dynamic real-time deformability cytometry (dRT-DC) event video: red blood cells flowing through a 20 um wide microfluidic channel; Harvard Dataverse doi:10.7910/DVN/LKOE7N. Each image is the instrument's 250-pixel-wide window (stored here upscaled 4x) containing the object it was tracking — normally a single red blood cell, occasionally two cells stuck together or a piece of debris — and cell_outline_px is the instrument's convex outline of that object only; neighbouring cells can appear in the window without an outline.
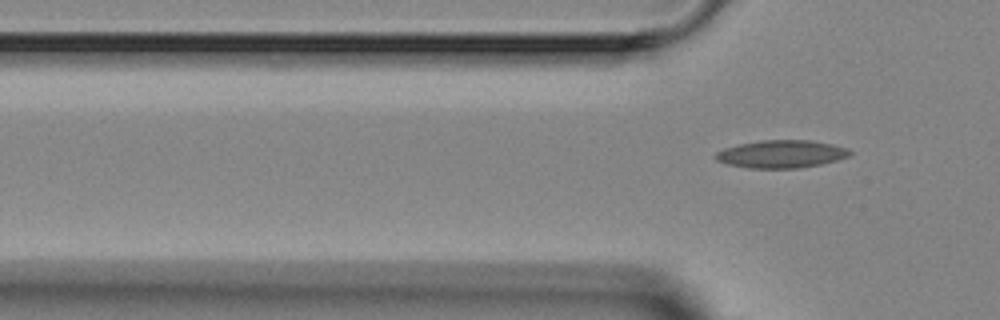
{"species": "Egyptian fruit bat (a non-hibernating species)", "species_latin": "Rousettus aegyptiacus", "temperature_condition": "room temperature", "stored_images_in_passage": 3, "segment_of_instrument_passage": [2, 2], "camera_frame_rate_fps": 3000, "um_per_image_px": 0.085, "animal": {"sex": "female"}, "frame": {"image": 1, "passage_image": 3, "time_ms": 3.333, "image_size_px": [1000, 320], "cell_outline_px": [[852, 152], [848, 156], [836, 160], [820, 164], [800, 168], [748, 168], [728, 164], [716, 160], [712, 156], [716, 152], [724, 148], [740, 144], [760, 140], [808, 140], [832, 144], [844, 148]], "centroid_in_image_um": [66.35, 13.09], "position_along_channel_um": 59.4, "area_um2": 21.56}}